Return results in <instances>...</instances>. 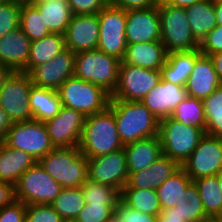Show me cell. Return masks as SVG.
<instances>
[{
  "instance_id": "39",
  "label": "cell",
  "mask_w": 222,
  "mask_h": 222,
  "mask_svg": "<svg viewBox=\"0 0 222 222\" xmlns=\"http://www.w3.org/2000/svg\"><path fill=\"white\" fill-rule=\"evenodd\" d=\"M171 117L181 121L184 125H191L198 128L206 127L205 111L203 100L187 97L180 102Z\"/></svg>"
},
{
  "instance_id": "38",
  "label": "cell",
  "mask_w": 222,
  "mask_h": 222,
  "mask_svg": "<svg viewBox=\"0 0 222 222\" xmlns=\"http://www.w3.org/2000/svg\"><path fill=\"white\" fill-rule=\"evenodd\" d=\"M20 27L31 41L40 40L51 34L40 11L30 4H21Z\"/></svg>"
},
{
  "instance_id": "17",
  "label": "cell",
  "mask_w": 222,
  "mask_h": 222,
  "mask_svg": "<svg viewBox=\"0 0 222 222\" xmlns=\"http://www.w3.org/2000/svg\"><path fill=\"white\" fill-rule=\"evenodd\" d=\"M64 36L66 48L74 53L96 50L100 36L98 14L73 15Z\"/></svg>"
},
{
  "instance_id": "48",
  "label": "cell",
  "mask_w": 222,
  "mask_h": 222,
  "mask_svg": "<svg viewBox=\"0 0 222 222\" xmlns=\"http://www.w3.org/2000/svg\"><path fill=\"white\" fill-rule=\"evenodd\" d=\"M15 200V186L11 183L0 181V209L9 206Z\"/></svg>"
},
{
  "instance_id": "2",
  "label": "cell",
  "mask_w": 222,
  "mask_h": 222,
  "mask_svg": "<svg viewBox=\"0 0 222 222\" xmlns=\"http://www.w3.org/2000/svg\"><path fill=\"white\" fill-rule=\"evenodd\" d=\"M78 147L87 158L106 155L123 149L113 111H104L85 117Z\"/></svg>"
},
{
  "instance_id": "8",
  "label": "cell",
  "mask_w": 222,
  "mask_h": 222,
  "mask_svg": "<svg viewBox=\"0 0 222 222\" xmlns=\"http://www.w3.org/2000/svg\"><path fill=\"white\" fill-rule=\"evenodd\" d=\"M32 85L27 72L11 71L0 87V107L12 123L33 120L29 104Z\"/></svg>"
},
{
  "instance_id": "41",
  "label": "cell",
  "mask_w": 222,
  "mask_h": 222,
  "mask_svg": "<svg viewBox=\"0 0 222 222\" xmlns=\"http://www.w3.org/2000/svg\"><path fill=\"white\" fill-rule=\"evenodd\" d=\"M25 222H65L51 204L26 205Z\"/></svg>"
},
{
  "instance_id": "32",
  "label": "cell",
  "mask_w": 222,
  "mask_h": 222,
  "mask_svg": "<svg viewBox=\"0 0 222 222\" xmlns=\"http://www.w3.org/2000/svg\"><path fill=\"white\" fill-rule=\"evenodd\" d=\"M195 183L205 214L209 218H222V194L216 176L201 177Z\"/></svg>"
},
{
  "instance_id": "43",
  "label": "cell",
  "mask_w": 222,
  "mask_h": 222,
  "mask_svg": "<svg viewBox=\"0 0 222 222\" xmlns=\"http://www.w3.org/2000/svg\"><path fill=\"white\" fill-rule=\"evenodd\" d=\"M199 51L204 55L222 52V25H217L199 43Z\"/></svg>"
},
{
  "instance_id": "58",
  "label": "cell",
  "mask_w": 222,
  "mask_h": 222,
  "mask_svg": "<svg viewBox=\"0 0 222 222\" xmlns=\"http://www.w3.org/2000/svg\"><path fill=\"white\" fill-rule=\"evenodd\" d=\"M8 1L17 2L20 4H28L31 0H8Z\"/></svg>"
},
{
  "instance_id": "21",
  "label": "cell",
  "mask_w": 222,
  "mask_h": 222,
  "mask_svg": "<svg viewBox=\"0 0 222 222\" xmlns=\"http://www.w3.org/2000/svg\"><path fill=\"white\" fill-rule=\"evenodd\" d=\"M31 40L21 27L0 37V63L11 71H22L27 66Z\"/></svg>"
},
{
  "instance_id": "4",
  "label": "cell",
  "mask_w": 222,
  "mask_h": 222,
  "mask_svg": "<svg viewBox=\"0 0 222 222\" xmlns=\"http://www.w3.org/2000/svg\"><path fill=\"white\" fill-rule=\"evenodd\" d=\"M121 62L98 49L78 52L75 53L74 76L102 87L111 95L117 86Z\"/></svg>"
},
{
  "instance_id": "40",
  "label": "cell",
  "mask_w": 222,
  "mask_h": 222,
  "mask_svg": "<svg viewBox=\"0 0 222 222\" xmlns=\"http://www.w3.org/2000/svg\"><path fill=\"white\" fill-rule=\"evenodd\" d=\"M21 4L5 0L0 3V37L20 27Z\"/></svg>"
},
{
  "instance_id": "57",
  "label": "cell",
  "mask_w": 222,
  "mask_h": 222,
  "mask_svg": "<svg viewBox=\"0 0 222 222\" xmlns=\"http://www.w3.org/2000/svg\"><path fill=\"white\" fill-rule=\"evenodd\" d=\"M48 1H52V0H31L28 4L30 5H38V4H41V3H44V2H48Z\"/></svg>"
},
{
  "instance_id": "42",
  "label": "cell",
  "mask_w": 222,
  "mask_h": 222,
  "mask_svg": "<svg viewBox=\"0 0 222 222\" xmlns=\"http://www.w3.org/2000/svg\"><path fill=\"white\" fill-rule=\"evenodd\" d=\"M115 210L109 204H85L74 222H105Z\"/></svg>"
},
{
  "instance_id": "35",
  "label": "cell",
  "mask_w": 222,
  "mask_h": 222,
  "mask_svg": "<svg viewBox=\"0 0 222 222\" xmlns=\"http://www.w3.org/2000/svg\"><path fill=\"white\" fill-rule=\"evenodd\" d=\"M192 182V179L180 167L157 190V196L162 209H168L175 205L182 191Z\"/></svg>"
},
{
  "instance_id": "44",
  "label": "cell",
  "mask_w": 222,
  "mask_h": 222,
  "mask_svg": "<svg viewBox=\"0 0 222 222\" xmlns=\"http://www.w3.org/2000/svg\"><path fill=\"white\" fill-rule=\"evenodd\" d=\"M115 213L122 222H158V215H149L133 208H129L122 201L118 203Z\"/></svg>"
},
{
  "instance_id": "49",
  "label": "cell",
  "mask_w": 222,
  "mask_h": 222,
  "mask_svg": "<svg viewBox=\"0 0 222 222\" xmlns=\"http://www.w3.org/2000/svg\"><path fill=\"white\" fill-rule=\"evenodd\" d=\"M12 125L7 113L0 107V143L4 142L7 132Z\"/></svg>"
},
{
  "instance_id": "45",
  "label": "cell",
  "mask_w": 222,
  "mask_h": 222,
  "mask_svg": "<svg viewBox=\"0 0 222 222\" xmlns=\"http://www.w3.org/2000/svg\"><path fill=\"white\" fill-rule=\"evenodd\" d=\"M73 15L98 14L107 4L106 0H68Z\"/></svg>"
},
{
  "instance_id": "22",
  "label": "cell",
  "mask_w": 222,
  "mask_h": 222,
  "mask_svg": "<svg viewBox=\"0 0 222 222\" xmlns=\"http://www.w3.org/2000/svg\"><path fill=\"white\" fill-rule=\"evenodd\" d=\"M181 166L170 157L162 155L147 169L132 172L123 188H138L157 190Z\"/></svg>"
},
{
  "instance_id": "34",
  "label": "cell",
  "mask_w": 222,
  "mask_h": 222,
  "mask_svg": "<svg viewBox=\"0 0 222 222\" xmlns=\"http://www.w3.org/2000/svg\"><path fill=\"white\" fill-rule=\"evenodd\" d=\"M86 201L82 188H63L60 194L51 203L54 210L65 222H74Z\"/></svg>"
},
{
  "instance_id": "29",
  "label": "cell",
  "mask_w": 222,
  "mask_h": 222,
  "mask_svg": "<svg viewBox=\"0 0 222 222\" xmlns=\"http://www.w3.org/2000/svg\"><path fill=\"white\" fill-rule=\"evenodd\" d=\"M66 49L65 36L51 33L40 40L31 41L27 66L22 70L29 73L35 66L49 62Z\"/></svg>"
},
{
  "instance_id": "30",
  "label": "cell",
  "mask_w": 222,
  "mask_h": 222,
  "mask_svg": "<svg viewBox=\"0 0 222 222\" xmlns=\"http://www.w3.org/2000/svg\"><path fill=\"white\" fill-rule=\"evenodd\" d=\"M51 33L64 35L73 16L68 0H52L34 5Z\"/></svg>"
},
{
  "instance_id": "33",
  "label": "cell",
  "mask_w": 222,
  "mask_h": 222,
  "mask_svg": "<svg viewBox=\"0 0 222 222\" xmlns=\"http://www.w3.org/2000/svg\"><path fill=\"white\" fill-rule=\"evenodd\" d=\"M121 201L129 208L149 215H159L162 211L156 190L123 188Z\"/></svg>"
},
{
  "instance_id": "12",
  "label": "cell",
  "mask_w": 222,
  "mask_h": 222,
  "mask_svg": "<svg viewBox=\"0 0 222 222\" xmlns=\"http://www.w3.org/2000/svg\"><path fill=\"white\" fill-rule=\"evenodd\" d=\"M161 80L160 70H149L139 66L120 64L118 82L110 99L141 101Z\"/></svg>"
},
{
  "instance_id": "46",
  "label": "cell",
  "mask_w": 222,
  "mask_h": 222,
  "mask_svg": "<svg viewBox=\"0 0 222 222\" xmlns=\"http://www.w3.org/2000/svg\"><path fill=\"white\" fill-rule=\"evenodd\" d=\"M26 205L15 200L9 206L0 209V222H25Z\"/></svg>"
},
{
  "instance_id": "10",
  "label": "cell",
  "mask_w": 222,
  "mask_h": 222,
  "mask_svg": "<svg viewBox=\"0 0 222 222\" xmlns=\"http://www.w3.org/2000/svg\"><path fill=\"white\" fill-rule=\"evenodd\" d=\"M127 11L108 3L99 13L100 36L97 49L103 53L124 59L126 40Z\"/></svg>"
},
{
  "instance_id": "56",
  "label": "cell",
  "mask_w": 222,
  "mask_h": 222,
  "mask_svg": "<svg viewBox=\"0 0 222 222\" xmlns=\"http://www.w3.org/2000/svg\"><path fill=\"white\" fill-rule=\"evenodd\" d=\"M105 222H122L116 213H114L109 219Z\"/></svg>"
},
{
  "instance_id": "51",
  "label": "cell",
  "mask_w": 222,
  "mask_h": 222,
  "mask_svg": "<svg viewBox=\"0 0 222 222\" xmlns=\"http://www.w3.org/2000/svg\"><path fill=\"white\" fill-rule=\"evenodd\" d=\"M209 57L212 60L218 79L222 83V52L209 55Z\"/></svg>"
},
{
  "instance_id": "15",
  "label": "cell",
  "mask_w": 222,
  "mask_h": 222,
  "mask_svg": "<svg viewBox=\"0 0 222 222\" xmlns=\"http://www.w3.org/2000/svg\"><path fill=\"white\" fill-rule=\"evenodd\" d=\"M75 72V53L65 49L49 62L35 66L28 74L37 87L58 90Z\"/></svg>"
},
{
  "instance_id": "54",
  "label": "cell",
  "mask_w": 222,
  "mask_h": 222,
  "mask_svg": "<svg viewBox=\"0 0 222 222\" xmlns=\"http://www.w3.org/2000/svg\"><path fill=\"white\" fill-rule=\"evenodd\" d=\"M10 72L11 70L9 68L0 63V87Z\"/></svg>"
},
{
  "instance_id": "59",
  "label": "cell",
  "mask_w": 222,
  "mask_h": 222,
  "mask_svg": "<svg viewBox=\"0 0 222 222\" xmlns=\"http://www.w3.org/2000/svg\"><path fill=\"white\" fill-rule=\"evenodd\" d=\"M205 222H222V218H209Z\"/></svg>"
},
{
  "instance_id": "25",
  "label": "cell",
  "mask_w": 222,
  "mask_h": 222,
  "mask_svg": "<svg viewBox=\"0 0 222 222\" xmlns=\"http://www.w3.org/2000/svg\"><path fill=\"white\" fill-rule=\"evenodd\" d=\"M37 162L29 153L10 148L4 142L0 143V181L15 186L20 176Z\"/></svg>"
},
{
  "instance_id": "3",
  "label": "cell",
  "mask_w": 222,
  "mask_h": 222,
  "mask_svg": "<svg viewBox=\"0 0 222 222\" xmlns=\"http://www.w3.org/2000/svg\"><path fill=\"white\" fill-rule=\"evenodd\" d=\"M38 163L63 188H79L88 179V158L79 147H55Z\"/></svg>"
},
{
  "instance_id": "28",
  "label": "cell",
  "mask_w": 222,
  "mask_h": 222,
  "mask_svg": "<svg viewBox=\"0 0 222 222\" xmlns=\"http://www.w3.org/2000/svg\"><path fill=\"white\" fill-rule=\"evenodd\" d=\"M185 11L190 28L199 42L218 25L214 0H201L186 7Z\"/></svg>"
},
{
  "instance_id": "18",
  "label": "cell",
  "mask_w": 222,
  "mask_h": 222,
  "mask_svg": "<svg viewBox=\"0 0 222 222\" xmlns=\"http://www.w3.org/2000/svg\"><path fill=\"white\" fill-rule=\"evenodd\" d=\"M125 35L128 44L161 41L158 6L127 11Z\"/></svg>"
},
{
  "instance_id": "52",
  "label": "cell",
  "mask_w": 222,
  "mask_h": 222,
  "mask_svg": "<svg viewBox=\"0 0 222 222\" xmlns=\"http://www.w3.org/2000/svg\"><path fill=\"white\" fill-rule=\"evenodd\" d=\"M161 1L165 4H168L174 7L186 8L201 0H161Z\"/></svg>"
},
{
  "instance_id": "27",
  "label": "cell",
  "mask_w": 222,
  "mask_h": 222,
  "mask_svg": "<svg viewBox=\"0 0 222 222\" xmlns=\"http://www.w3.org/2000/svg\"><path fill=\"white\" fill-rule=\"evenodd\" d=\"M33 120L45 122L57 116L62 108L59 94L56 90L32 85L29 98Z\"/></svg>"
},
{
  "instance_id": "55",
  "label": "cell",
  "mask_w": 222,
  "mask_h": 222,
  "mask_svg": "<svg viewBox=\"0 0 222 222\" xmlns=\"http://www.w3.org/2000/svg\"><path fill=\"white\" fill-rule=\"evenodd\" d=\"M219 183V189L222 194V169L216 174Z\"/></svg>"
},
{
  "instance_id": "9",
  "label": "cell",
  "mask_w": 222,
  "mask_h": 222,
  "mask_svg": "<svg viewBox=\"0 0 222 222\" xmlns=\"http://www.w3.org/2000/svg\"><path fill=\"white\" fill-rule=\"evenodd\" d=\"M4 143L29 153L37 161L55 148L45 123L36 120L13 122Z\"/></svg>"
},
{
  "instance_id": "11",
  "label": "cell",
  "mask_w": 222,
  "mask_h": 222,
  "mask_svg": "<svg viewBox=\"0 0 222 222\" xmlns=\"http://www.w3.org/2000/svg\"><path fill=\"white\" fill-rule=\"evenodd\" d=\"M62 189L37 162L20 176L15 185V198L25 205L51 204Z\"/></svg>"
},
{
  "instance_id": "26",
  "label": "cell",
  "mask_w": 222,
  "mask_h": 222,
  "mask_svg": "<svg viewBox=\"0 0 222 222\" xmlns=\"http://www.w3.org/2000/svg\"><path fill=\"white\" fill-rule=\"evenodd\" d=\"M200 55L199 49L168 53L165 63L160 69L161 79L185 86L195 61Z\"/></svg>"
},
{
  "instance_id": "5",
  "label": "cell",
  "mask_w": 222,
  "mask_h": 222,
  "mask_svg": "<svg viewBox=\"0 0 222 222\" xmlns=\"http://www.w3.org/2000/svg\"><path fill=\"white\" fill-rule=\"evenodd\" d=\"M204 135L205 128L184 125L171 116L159 120L158 136L162 153L180 166L189 158Z\"/></svg>"
},
{
  "instance_id": "37",
  "label": "cell",
  "mask_w": 222,
  "mask_h": 222,
  "mask_svg": "<svg viewBox=\"0 0 222 222\" xmlns=\"http://www.w3.org/2000/svg\"><path fill=\"white\" fill-rule=\"evenodd\" d=\"M81 188L87 204H109L115 210L121 201V191L109 185L87 179Z\"/></svg>"
},
{
  "instance_id": "13",
  "label": "cell",
  "mask_w": 222,
  "mask_h": 222,
  "mask_svg": "<svg viewBox=\"0 0 222 222\" xmlns=\"http://www.w3.org/2000/svg\"><path fill=\"white\" fill-rule=\"evenodd\" d=\"M181 167L192 181L216 176L222 169V138L205 134Z\"/></svg>"
},
{
  "instance_id": "23",
  "label": "cell",
  "mask_w": 222,
  "mask_h": 222,
  "mask_svg": "<svg viewBox=\"0 0 222 222\" xmlns=\"http://www.w3.org/2000/svg\"><path fill=\"white\" fill-rule=\"evenodd\" d=\"M123 149L129 175L132 172L147 169L163 155L159 136L147 137L125 144Z\"/></svg>"
},
{
  "instance_id": "19",
  "label": "cell",
  "mask_w": 222,
  "mask_h": 222,
  "mask_svg": "<svg viewBox=\"0 0 222 222\" xmlns=\"http://www.w3.org/2000/svg\"><path fill=\"white\" fill-rule=\"evenodd\" d=\"M187 97L188 93L185 86L161 79L160 82L145 95L141 102L156 118L162 120L170 117L176 106Z\"/></svg>"
},
{
  "instance_id": "14",
  "label": "cell",
  "mask_w": 222,
  "mask_h": 222,
  "mask_svg": "<svg viewBox=\"0 0 222 222\" xmlns=\"http://www.w3.org/2000/svg\"><path fill=\"white\" fill-rule=\"evenodd\" d=\"M87 175L90 181L122 191L129 178L124 149L88 158Z\"/></svg>"
},
{
  "instance_id": "47",
  "label": "cell",
  "mask_w": 222,
  "mask_h": 222,
  "mask_svg": "<svg viewBox=\"0 0 222 222\" xmlns=\"http://www.w3.org/2000/svg\"><path fill=\"white\" fill-rule=\"evenodd\" d=\"M160 0H113L111 3L125 11L158 6Z\"/></svg>"
},
{
  "instance_id": "20",
  "label": "cell",
  "mask_w": 222,
  "mask_h": 222,
  "mask_svg": "<svg viewBox=\"0 0 222 222\" xmlns=\"http://www.w3.org/2000/svg\"><path fill=\"white\" fill-rule=\"evenodd\" d=\"M221 84L210 57L201 54L195 61L185 88L188 97L204 100Z\"/></svg>"
},
{
  "instance_id": "50",
  "label": "cell",
  "mask_w": 222,
  "mask_h": 222,
  "mask_svg": "<svg viewBox=\"0 0 222 222\" xmlns=\"http://www.w3.org/2000/svg\"><path fill=\"white\" fill-rule=\"evenodd\" d=\"M158 222H187L177 213H170V208L162 209L158 215Z\"/></svg>"
},
{
  "instance_id": "6",
  "label": "cell",
  "mask_w": 222,
  "mask_h": 222,
  "mask_svg": "<svg viewBox=\"0 0 222 222\" xmlns=\"http://www.w3.org/2000/svg\"><path fill=\"white\" fill-rule=\"evenodd\" d=\"M161 25V42L168 53L199 49V41L195 38L187 18L185 8L158 4Z\"/></svg>"
},
{
  "instance_id": "24",
  "label": "cell",
  "mask_w": 222,
  "mask_h": 222,
  "mask_svg": "<svg viewBox=\"0 0 222 222\" xmlns=\"http://www.w3.org/2000/svg\"><path fill=\"white\" fill-rule=\"evenodd\" d=\"M167 52L161 41L128 44L122 60L125 64L149 70H160L165 63Z\"/></svg>"
},
{
  "instance_id": "1",
  "label": "cell",
  "mask_w": 222,
  "mask_h": 222,
  "mask_svg": "<svg viewBox=\"0 0 222 222\" xmlns=\"http://www.w3.org/2000/svg\"><path fill=\"white\" fill-rule=\"evenodd\" d=\"M108 107L123 145L159 135V119L141 101L110 99Z\"/></svg>"
},
{
  "instance_id": "16",
  "label": "cell",
  "mask_w": 222,
  "mask_h": 222,
  "mask_svg": "<svg viewBox=\"0 0 222 222\" xmlns=\"http://www.w3.org/2000/svg\"><path fill=\"white\" fill-rule=\"evenodd\" d=\"M85 115L62 106L59 114L45 121L51 142L55 147H78Z\"/></svg>"
},
{
  "instance_id": "53",
  "label": "cell",
  "mask_w": 222,
  "mask_h": 222,
  "mask_svg": "<svg viewBox=\"0 0 222 222\" xmlns=\"http://www.w3.org/2000/svg\"><path fill=\"white\" fill-rule=\"evenodd\" d=\"M214 10L217 18V24L222 25V2L214 0Z\"/></svg>"
},
{
  "instance_id": "7",
  "label": "cell",
  "mask_w": 222,
  "mask_h": 222,
  "mask_svg": "<svg viewBox=\"0 0 222 222\" xmlns=\"http://www.w3.org/2000/svg\"><path fill=\"white\" fill-rule=\"evenodd\" d=\"M62 106L93 115L104 111L110 101V94L102 87L75 76L68 78L57 90Z\"/></svg>"
},
{
  "instance_id": "31",
  "label": "cell",
  "mask_w": 222,
  "mask_h": 222,
  "mask_svg": "<svg viewBox=\"0 0 222 222\" xmlns=\"http://www.w3.org/2000/svg\"><path fill=\"white\" fill-rule=\"evenodd\" d=\"M170 213L179 214L187 222H205L209 219L193 181L182 191L175 205L170 208Z\"/></svg>"
},
{
  "instance_id": "36",
  "label": "cell",
  "mask_w": 222,
  "mask_h": 222,
  "mask_svg": "<svg viewBox=\"0 0 222 222\" xmlns=\"http://www.w3.org/2000/svg\"><path fill=\"white\" fill-rule=\"evenodd\" d=\"M206 127L205 134L222 138V84L203 100Z\"/></svg>"
}]
</instances>
